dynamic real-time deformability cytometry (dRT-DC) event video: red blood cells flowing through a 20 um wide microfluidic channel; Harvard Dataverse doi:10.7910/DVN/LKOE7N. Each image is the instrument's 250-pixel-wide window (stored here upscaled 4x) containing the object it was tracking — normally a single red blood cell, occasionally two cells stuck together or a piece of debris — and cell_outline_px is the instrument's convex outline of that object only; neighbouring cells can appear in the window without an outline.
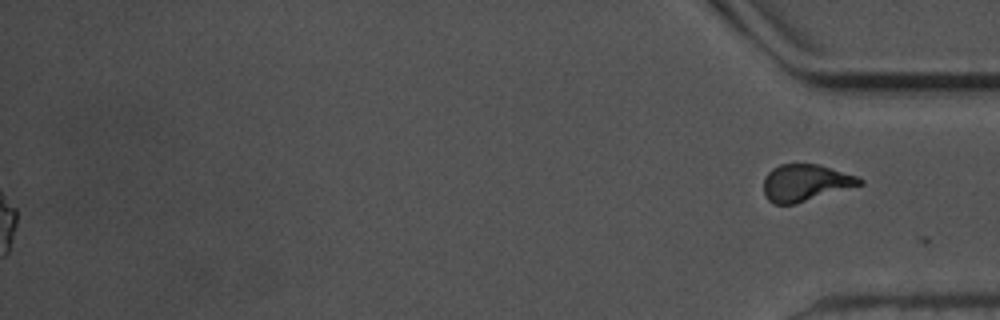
{"species": "common noctule bat (a hibernating species)", "species_latin": "Nyctalus noctula", "temperature_condition": "warm", "stored_images_in_passage": 53, "segment_of_instrument_passage": [2, 2], "camera_frame_rate_fps": 3000, "um_per_image_px": 0.085, "animal": {"sex": "male", "body_mass_g": 17.5, "forearm_length_mm": 52.3}, "frame": {"image": 1, "passage_image": 53, "time_ms": 17.333, "image_size_px": [1000, 320], "cell_outline_px": [[864, 184], [796, 204], [772, 204], [764, 196], [764, 176], [772, 168], [780, 164], [820, 164], [856, 176], [864, 180]], "centroid_in_image_um": [68.45, 15.54], "position_along_channel_um": 366.8, "area_um2": 20.81}}